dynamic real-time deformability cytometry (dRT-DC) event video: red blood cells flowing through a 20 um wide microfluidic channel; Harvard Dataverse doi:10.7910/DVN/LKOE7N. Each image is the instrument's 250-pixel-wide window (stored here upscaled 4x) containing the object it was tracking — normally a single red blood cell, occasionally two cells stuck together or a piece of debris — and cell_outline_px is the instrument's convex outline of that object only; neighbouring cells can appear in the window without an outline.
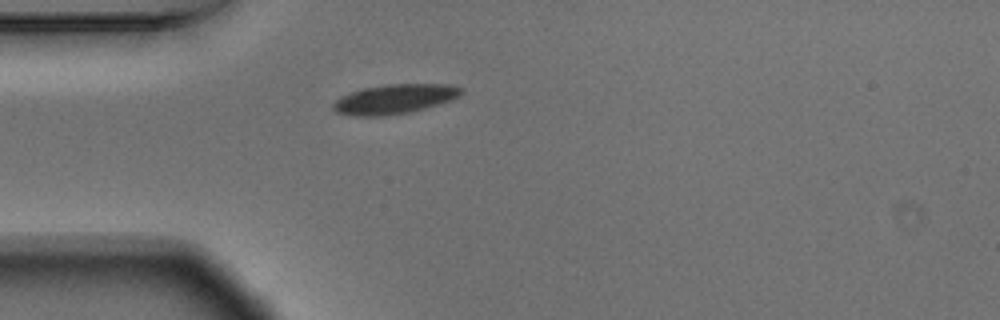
{"species": "Egyptian fruit bat (a non-hibernating species)", "species_latin": "Rousettus aegyptiacus", "temperature_condition": "warm", "stored_images_in_passage": 37, "camera_frame_rate_fps": 3000, "um_per_image_px": 0.085, "animal": {"sex": "male"}, "frame": {"image": 1, "passage_image": 1, "time_ms": 0.0, "image_size_px": [1000, 320], "cell_outline_px": [[464, 92], [460, 96], [452, 100], [424, 108], [408, 112], [384, 116], [352, 116], [336, 112], [332, 108], [332, 104], [340, 96], [360, 88], [388, 84], [448, 84], [464, 88]], "centroid_in_image_um": [33.53, 8.41], "position_along_channel_um": 51.5, "area_um2": 22.25}}
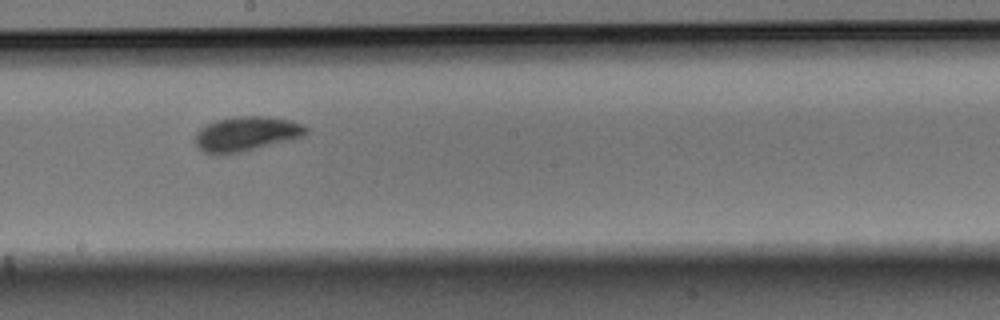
{"frame": {"image": 2, "passage_image": 16, "time_ms": 5.0, "image_size_px": [1000, 320], "cell_outline_px": [[308, 132], [292, 140], [228, 156], [216, 156], [204, 152], [196, 148], [192, 140], [196, 132], [204, 124], [216, 120], [240, 116], [264, 116], [292, 120], [308, 128]], "centroid_in_image_um": [20.84, 11.42], "position_along_channel_um": 227.4, "area_um2": 23.18}}
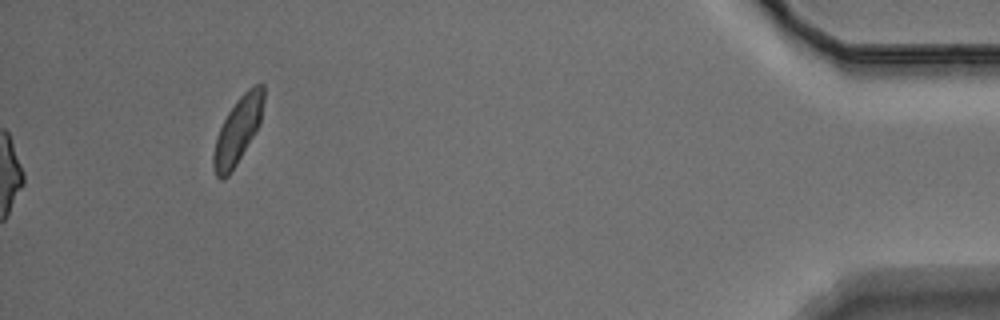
{"frame": {"image": 3, "passage_image": 37, "time_ms": 12.0, "image_size_px": [1000, 320], "cell_outline_px": [[264, 100], [260, 124], [236, 164], [228, 176], [224, 180], [220, 180], [216, 176], [212, 164], [212, 156], [216, 136], [228, 112], [236, 100], [252, 84], [264, 84]], "centroid_in_image_um": [20.2, 11.07], "position_along_channel_um": 415.0, "area_um2": 19.42}, "authors_computed_cell_mechanics": {"area_um2": 21.1548, "velocity_mm_per_s": 3.6603, "shape_relaxation_time_tau1_ms": 2.1475, "shape_relaxation_time_tau2_ms": null, "deformation_change_tau1": 0.1099, "deformation_change_tau2": null}}